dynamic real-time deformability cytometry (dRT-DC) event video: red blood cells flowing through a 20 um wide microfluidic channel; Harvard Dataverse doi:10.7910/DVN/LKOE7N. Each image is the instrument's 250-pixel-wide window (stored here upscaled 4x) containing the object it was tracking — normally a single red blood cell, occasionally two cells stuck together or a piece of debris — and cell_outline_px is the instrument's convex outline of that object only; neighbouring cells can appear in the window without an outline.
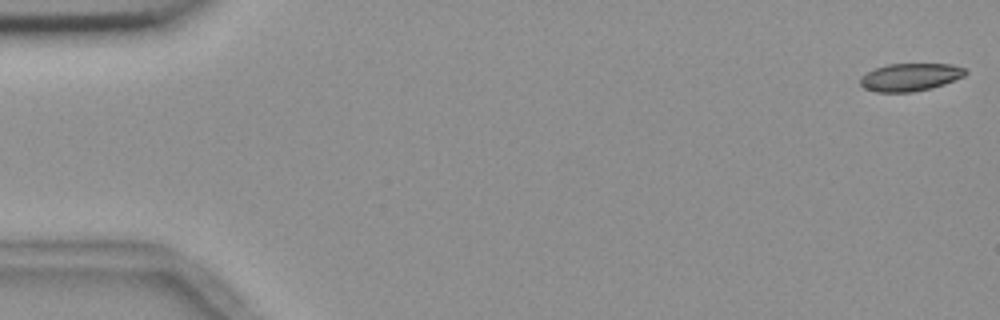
{"species": "common noctule bat (a hibernating species)", "species_latin": "Nyctalus noctula", "temperature_condition": "room temperature", "stored_images_in_passage": 11, "camera_frame_rate_fps": 3000, "um_per_image_px": 0.085, "animal": {"sex": "female", "body_mass_g": 18.4}, "frame": {"image": 1, "passage_image": 1, "time_ms": 0.0, "image_size_px": [1000, 320], "cell_outline_px": [[968, 72], [964, 76], [944, 84], [932, 88], [912, 92], [876, 92], [864, 88], [860, 84], [860, 76], [876, 68], [888, 64], [952, 64], [964, 68]], "centroid_in_image_um": [77.37, 6.56], "position_along_channel_um": 7.6, "area_um2": 16.99}}